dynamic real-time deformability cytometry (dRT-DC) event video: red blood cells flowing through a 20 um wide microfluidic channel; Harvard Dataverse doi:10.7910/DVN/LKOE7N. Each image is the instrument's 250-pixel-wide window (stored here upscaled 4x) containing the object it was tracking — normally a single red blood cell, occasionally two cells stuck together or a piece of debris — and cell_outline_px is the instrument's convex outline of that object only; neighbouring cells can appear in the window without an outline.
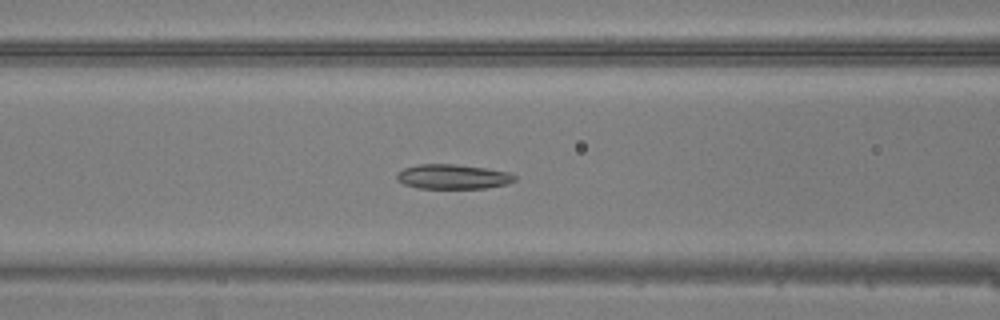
{"species": "common noctule bat (a hibernating species)", "species_latin": "Nyctalus noctula", "temperature_condition": "warm", "stored_images_in_passage": 48, "camera_frame_rate_fps": 3000, "um_per_image_px": 0.085, "animal": {"sex": "male", "body_mass_g": 20.5, "forearm_length_mm": 52.5}, "frame": {"image": 1, "passage_image": 21, "time_ms": 6.667, "image_size_px": [1000, 320], "cell_outline_px": [[516, 180], [508, 184], [484, 188], [416, 188], [404, 184], [396, 180], [396, 172], [404, 168], [420, 164], [456, 164], [484, 168], [508, 172], [516, 176]], "centroid_in_image_um": [38.46, 15.02], "position_along_channel_um": 128.1, "area_um2": 16.99}}
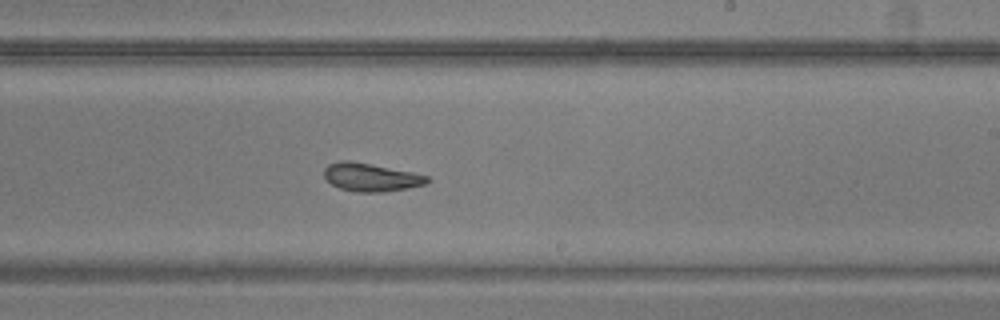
{"frame": {"image": 2, "passage_image": 30, "time_ms": 9.667, "image_size_px": [1000, 320], "cell_outline_px": [[432, 180], [424, 184], [408, 188], [384, 192], [356, 192], [340, 188], [332, 184], [324, 176], [324, 168], [328, 164], [340, 160], [348, 160], [412, 172], [428, 176]], "centroid_in_image_um": [31.52, 15.07], "position_along_channel_um": 257.5, "area_um2": 16.82}}
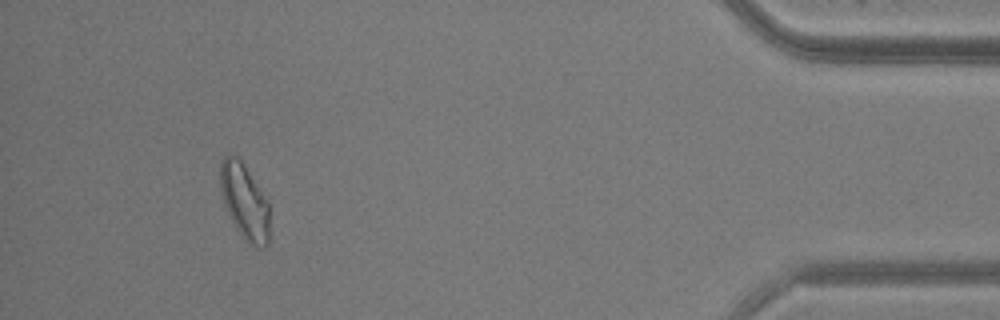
{"frame": {"image": 3, "passage_image": 45, "time_ms": 14.667, "image_size_px": [1000, 320], "cell_outline_px": [[268, 244], [264, 248], [248, 244], [244, 240], [236, 228], [224, 204], [220, 188], [220, 160], [228, 152], [232, 152], [244, 164], [268, 200]], "centroid_in_image_um": [20.76, 17.09], "position_along_channel_um": 414.4, "area_um2": 21.79}}